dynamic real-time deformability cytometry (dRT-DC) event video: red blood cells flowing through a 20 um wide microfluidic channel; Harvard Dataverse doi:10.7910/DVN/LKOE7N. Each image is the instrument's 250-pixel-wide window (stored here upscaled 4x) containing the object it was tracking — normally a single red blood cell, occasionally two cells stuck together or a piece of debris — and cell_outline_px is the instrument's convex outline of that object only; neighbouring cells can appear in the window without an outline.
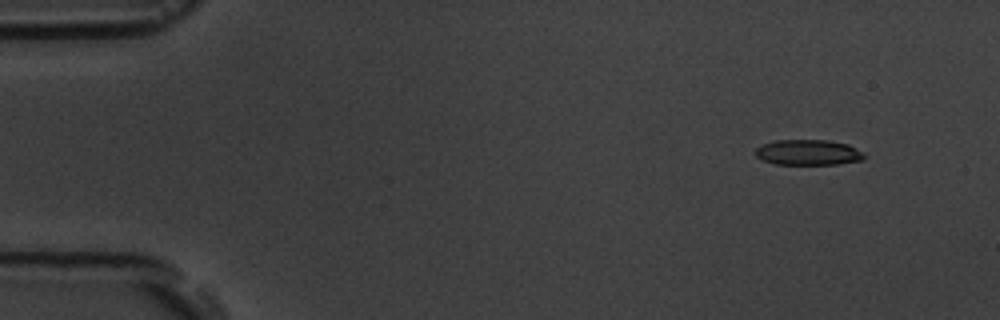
{"species": "common noctule bat (a hibernating species)", "species_latin": "Nyctalus noctula", "temperature_condition": "room temperature", "stored_images_in_passage": 4, "camera_frame_rate_fps": 3000, "um_per_image_px": 0.085, "animal": {"sex": "male", "body_mass_g": 19.5, "forearm_length_mm": 54.6}, "frame": {"image": 1, "passage_image": 1, "time_ms": 0.0, "image_size_px": [1000, 320], "cell_outline_px": [[864, 160], [840, 164], [776, 164], [764, 160], [756, 156], [756, 148], [764, 144], [776, 140], [828, 140], [848, 144], [864, 152]], "centroid_in_image_um": [68.75, 12.95], "position_along_channel_um": 16.3, "area_um2": 16.13}}
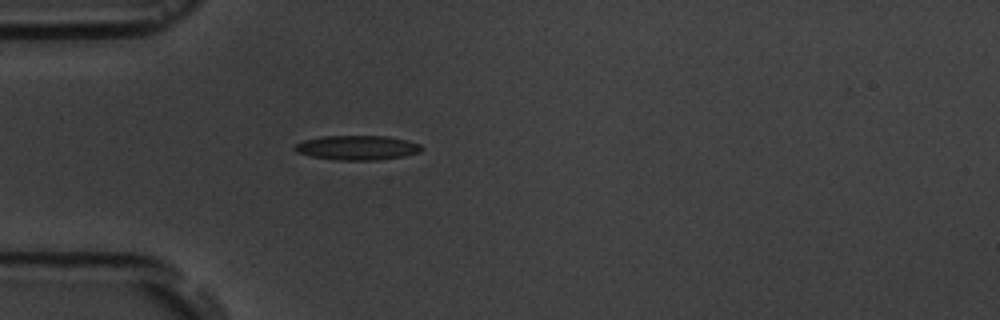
{"frame": {"image": 2, "passage_image": 4, "time_ms": 3.667, "image_size_px": [1000, 320], "cell_outline_px": [[424, 148], [420, 152], [404, 156], [376, 160], [336, 160], [312, 156], [296, 152], [292, 148], [296, 144], [304, 140], [320, 136], [384, 136], [408, 140], [420, 144]], "centroid_in_image_um": [30.36, 12.55], "position_along_channel_um": 54.6, "area_um2": 18.15}}